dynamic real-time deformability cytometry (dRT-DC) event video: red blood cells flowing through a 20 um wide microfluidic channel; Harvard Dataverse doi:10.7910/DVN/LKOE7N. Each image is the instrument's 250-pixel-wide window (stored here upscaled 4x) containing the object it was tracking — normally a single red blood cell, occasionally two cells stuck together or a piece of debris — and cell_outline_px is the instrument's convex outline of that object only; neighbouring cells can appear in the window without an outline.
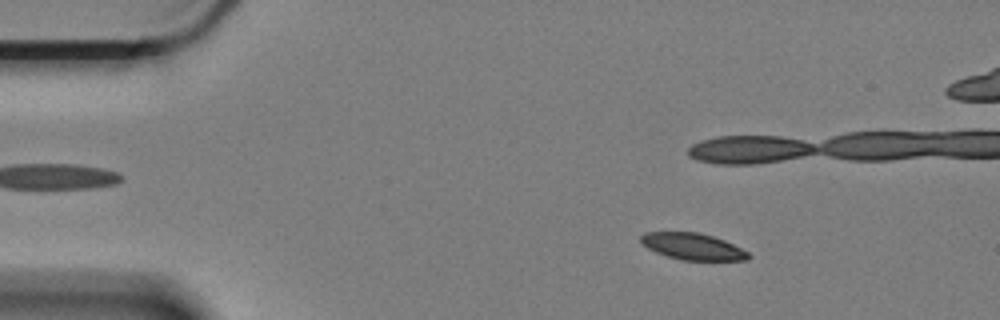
{"species": "Egyptian fruit bat (a non-hibernating species)", "species_latin": "Rousettus aegyptiacus", "temperature_condition": "cold", "stored_images_in_passage": 60, "camera_frame_rate_fps": 3000, "um_per_image_px": 0.085, "animal": {"sex": "female"}, "frame": {"image": 1, "passage_image": 9, "time_ms": 2.667, "image_size_px": [1000, 320], "cell_outline_px": [[752, 256], [748, 260], [680, 260], [656, 252], [648, 248], [640, 240], [640, 236], [644, 232], [696, 232], [712, 236], [724, 240], [748, 252]], "centroid_in_image_um": [58.88, 20.95], "position_along_channel_um": 26.1, "area_um2": 16.53}, "authors_computed_cell_mechanics": {"area_um2": 18.0047, "velocity_mm_per_s": 3.3389, "shape_relaxation_time_tau1_ms": 4.3612, "shape_relaxation_time_tau2_ms": null, "deformation_change_tau1": 0.1017, "deformation_change_tau2": null}}